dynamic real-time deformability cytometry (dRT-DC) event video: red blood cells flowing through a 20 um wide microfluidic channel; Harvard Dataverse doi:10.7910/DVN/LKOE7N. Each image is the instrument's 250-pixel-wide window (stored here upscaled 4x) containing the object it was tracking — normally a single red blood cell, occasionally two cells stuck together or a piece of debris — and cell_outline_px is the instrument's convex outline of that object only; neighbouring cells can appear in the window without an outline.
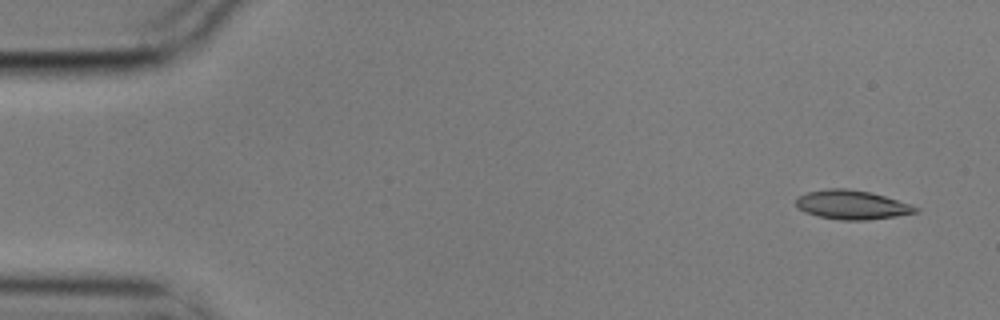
{"species": "common noctule bat (a hibernating species)", "species_latin": "Nyctalus noctula", "temperature_condition": "cold", "stored_images_in_passage": 14, "camera_frame_rate_fps": 3000, "um_per_image_px": 0.085, "animal": {"sex": "male", "body_mass_g": 17.9}, "frame": {"image": 1, "passage_image": 1, "time_ms": 0.0, "image_size_px": [1000, 320], "cell_outline_px": [[920, 212], [896, 216], [868, 220], [840, 220], [820, 216], [804, 212], [796, 204], [796, 196], [808, 192], [828, 188], [848, 188], [868, 192], [884, 196], [912, 204], [920, 208]], "centroid_in_image_um": [72.44, 17.41], "position_along_channel_um": 12.6, "area_um2": 20.29}}
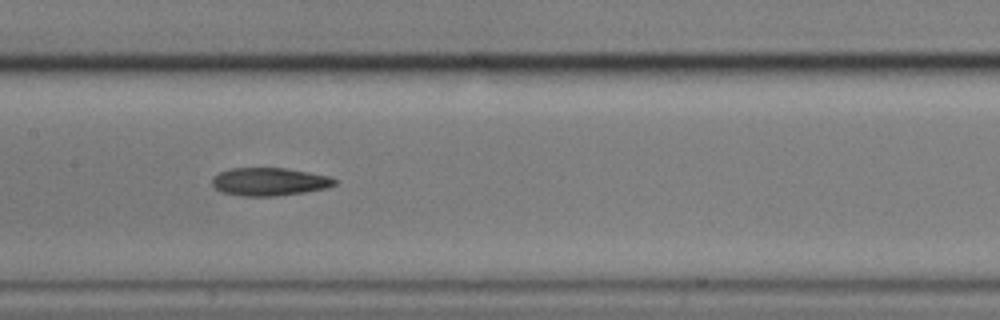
{"frame": {"image": 2, "passage_image": 7, "time_ms": 2.0, "image_size_px": [1000, 320], "cell_outline_px": [[340, 180], [336, 184], [328, 188], [304, 192], [272, 196], [240, 196], [220, 192], [212, 184], [212, 176], [220, 172], [232, 168], [284, 168], [332, 176]], "centroid_in_image_um": [22.93, 15.44], "position_along_channel_um": 184.5, "area_um2": 20.17}}
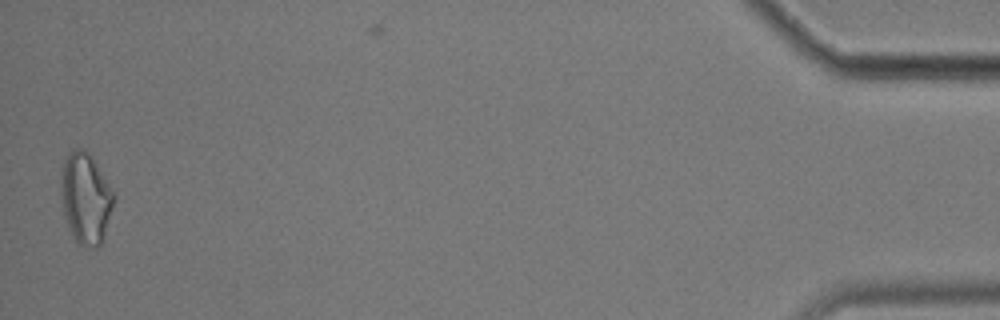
{"frame": {"image": 3, "passage_image": 14, "time_ms": 4.333, "image_size_px": [1000, 320], "cell_outline_px": [[116, 196], [104, 236], [100, 244], [96, 248], [80, 244], [72, 236], [68, 228], [64, 216], [60, 184], [60, 176], [64, 160], [68, 152], [72, 148], [84, 148], [92, 156]], "centroid_in_image_um": [7.27, 16.81], "position_along_channel_um": 427.9, "area_um2": 28.15}}